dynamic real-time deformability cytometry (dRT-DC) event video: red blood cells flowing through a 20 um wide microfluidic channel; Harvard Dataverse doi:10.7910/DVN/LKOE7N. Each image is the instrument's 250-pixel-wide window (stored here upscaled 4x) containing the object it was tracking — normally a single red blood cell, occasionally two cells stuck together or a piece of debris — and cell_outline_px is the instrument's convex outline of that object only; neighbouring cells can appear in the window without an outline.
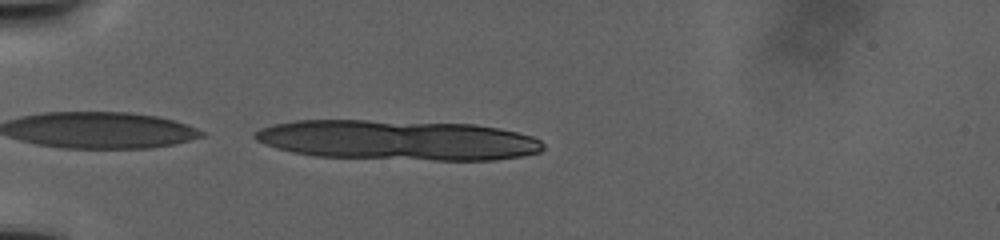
{"species": "human", "species_latin": "Homo sapiens", "temperature_condition": "warm", "stored_images_in_passage": 8, "camera_frame_rate_fps": 3000, "um_per_image_px": 0.085, "donor": {"sex": "male"}, "frame": {"image": 1, "passage_image": 1, "time_ms": 0.0, "image_size_px": [1000, 240], "cell_outline_px": [[544, 148], [540, 152], [524, 156], [492, 160], [432, 160], [312, 156], [292, 152], [276, 148], [264, 144], [256, 140], [252, 136], [260, 128], [272, 124], [296, 120], [368, 120], [476, 124], [500, 128], [532, 136], [540, 140], [544, 144]], "centroid_in_image_um": [33.8, 11.91], "position_along_channel_um": 51.2, "area_um2": 67.68}}